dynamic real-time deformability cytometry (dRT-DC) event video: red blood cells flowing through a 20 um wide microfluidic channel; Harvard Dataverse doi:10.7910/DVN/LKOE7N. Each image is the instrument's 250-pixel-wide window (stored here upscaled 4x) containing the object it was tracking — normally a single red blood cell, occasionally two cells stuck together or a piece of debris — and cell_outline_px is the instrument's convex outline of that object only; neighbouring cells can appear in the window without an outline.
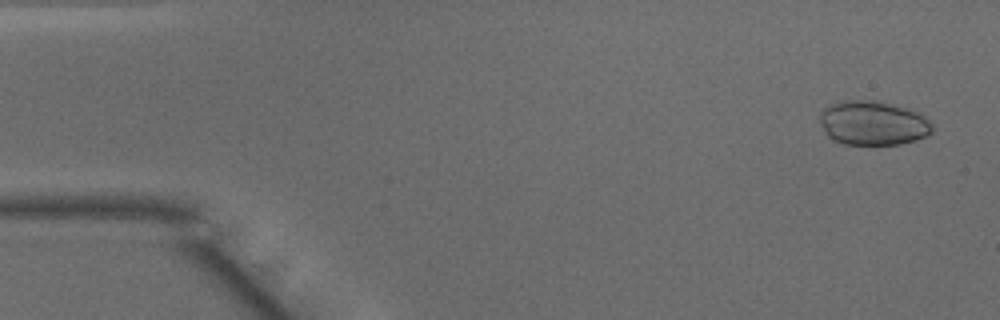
{"species": "common noctule bat (a hibernating species)", "species_latin": "Nyctalus noctula", "temperature_condition": "warm", "stored_images_in_passage": 11, "camera_frame_rate_fps": 3000, "um_per_image_px": 0.085, "animal": {"sex": "male", "body_mass_g": 15.6}, "frame": {"image": 1, "passage_image": 2, "time_ms": 0.333, "image_size_px": [1000, 320], "cell_outline_px": [[932, 132], [916, 140], [900, 144], [844, 144], [828, 136], [824, 132], [820, 124], [820, 112], [828, 104], [844, 100], [876, 100], [912, 108], [924, 116], [932, 124]], "centroid_in_image_um": [74.2, 10.43], "position_along_channel_um": 10.8, "area_um2": 29.3}}